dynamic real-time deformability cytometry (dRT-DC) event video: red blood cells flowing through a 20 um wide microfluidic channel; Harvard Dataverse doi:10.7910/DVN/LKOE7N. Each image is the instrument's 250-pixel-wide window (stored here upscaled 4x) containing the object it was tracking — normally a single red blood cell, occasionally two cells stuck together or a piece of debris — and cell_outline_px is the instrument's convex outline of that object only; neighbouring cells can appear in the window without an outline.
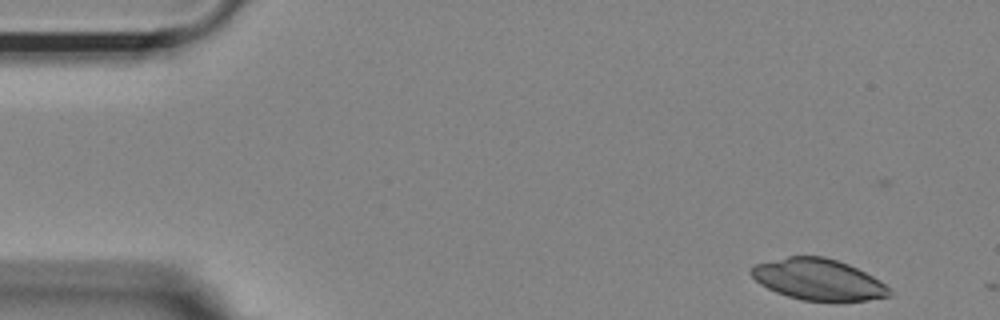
{"species": "Egyptian fruit bat (a non-hibernating species)", "species_latin": "Rousettus aegyptiacus", "temperature_condition": "room temperature", "stored_images_in_passage": 4, "camera_frame_rate_fps": 3000, "um_per_image_px": 0.085, "animal": {"sex": "female"}, "frame": {"image": 1, "passage_image": 1, "time_ms": 0.0, "image_size_px": [1000, 320], "cell_outline_px": [[892, 296], [868, 300], [800, 300], [776, 292], [760, 284], [748, 272], [752, 264], [788, 256], [824, 256], [848, 264], [880, 280], [892, 292]], "centroid_in_image_um": [69.51, 23.74], "position_along_channel_um": 15.5, "area_um2": 33.06}}